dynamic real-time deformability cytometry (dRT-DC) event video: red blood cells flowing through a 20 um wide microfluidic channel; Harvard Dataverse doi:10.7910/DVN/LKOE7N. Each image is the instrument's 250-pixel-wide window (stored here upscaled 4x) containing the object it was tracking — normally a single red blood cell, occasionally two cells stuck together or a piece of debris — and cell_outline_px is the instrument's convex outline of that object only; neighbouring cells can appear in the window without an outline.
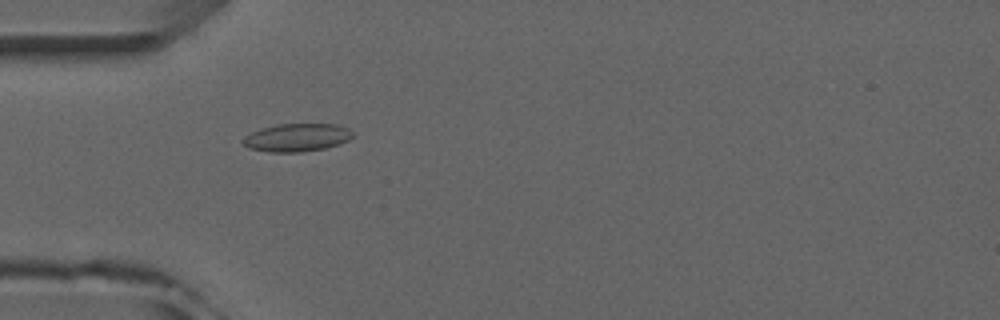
{"species": "common noctule bat (a hibernating species)", "species_latin": "Nyctalus noctula", "temperature_condition": "room temperature", "stored_images_in_passage": 6, "camera_frame_rate_fps": 3000, "um_per_image_px": 0.085, "animal": {"sex": "male", "forearm_length_mm": 52.5}, "frame": {"image": 1, "passage_image": 5, "time_ms": 5.0, "image_size_px": [1000, 320], "cell_outline_px": [[352, 136], [348, 140], [340, 144], [324, 148], [300, 152], [268, 152], [248, 148], [240, 140], [244, 136], [260, 128], [276, 124], [336, 124], [348, 128], [352, 132]], "centroid_in_image_um": [25.19, 11.69], "position_along_channel_um": 59.8, "area_um2": 17.98}}
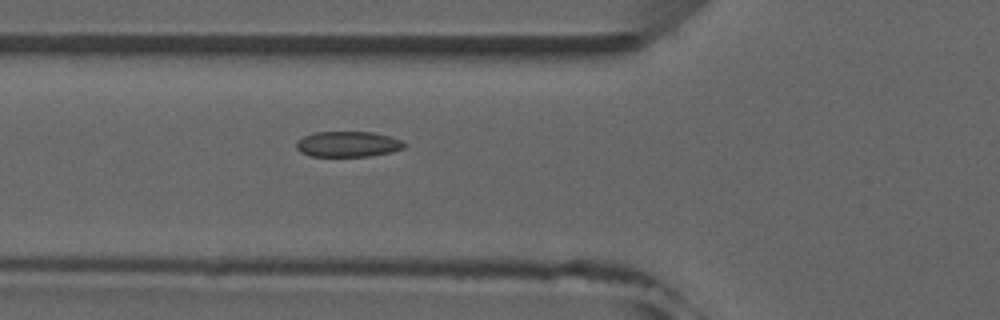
{"frame": {"image": 2, "passage_image": 6, "time_ms": 6.0, "image_size_px": [1000, 320], "cell_outline_px": [[404, 148], [392, 152], [368, 156], [312, 156], [300, 152], [296, 148], [296, 140], [312, 132], [372, 132], [388, 136], [400, 140], [404, 144]], "centroid_in_image_um": [29.52, 12.25], "position_along_channel_um": 96.3, "area_um2": 16.01}}